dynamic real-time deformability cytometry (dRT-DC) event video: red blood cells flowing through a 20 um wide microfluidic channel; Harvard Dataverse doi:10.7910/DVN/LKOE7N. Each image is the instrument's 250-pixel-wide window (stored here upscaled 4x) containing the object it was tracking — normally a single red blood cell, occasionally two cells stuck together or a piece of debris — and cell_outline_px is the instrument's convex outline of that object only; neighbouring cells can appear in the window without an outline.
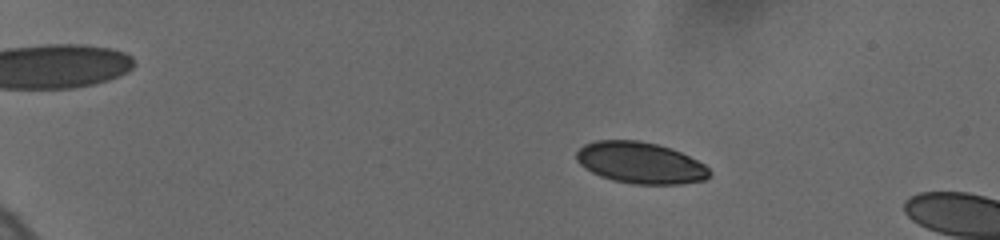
{"species": "human", "species_latin": "Homo sapiens", "temperature_condition": "cold", "stored_images_in_passage": 13, "camera_frame_rate_fps": 3000, "um_per_image_px": 0.085, "donor": {"sex": "female"}, "frame": {"image": 1, "passage_image": 4, "time_ms": 0.667, "image_size_px": [1000, 240], "cell_outline_px": [[712, 176], [704, 180], [680, 184], [632, 184], [612, 180], [600, 176], [584, 168], [576, 160], [576, 152], [584, 144], [596, 140], [640, 140], [672, 148], [704, 164], [712, 172]], "centroid_in_image_um": [54.43, 13.84], "position_along_channel_um": 30.6, "area_um2": 32.31}}